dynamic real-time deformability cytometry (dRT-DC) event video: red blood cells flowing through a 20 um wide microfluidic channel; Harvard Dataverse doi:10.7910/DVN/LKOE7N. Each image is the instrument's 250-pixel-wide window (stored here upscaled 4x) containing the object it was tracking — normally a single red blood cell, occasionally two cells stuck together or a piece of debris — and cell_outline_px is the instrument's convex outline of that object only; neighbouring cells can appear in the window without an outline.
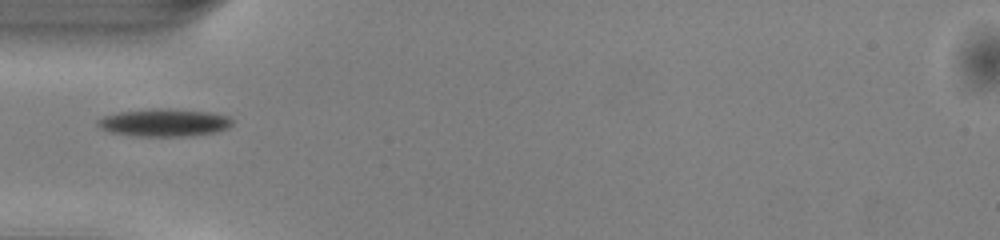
{"species": "common noctule bat (a hibernating species)", "species_latin": "Nyctalus noctula", "temperature_condition": "warm", "stored_images_in_passage": 30, "camera_frame_rate_fps": 3000, "um_per_image_px": 0.085, "animal": {"sex": "male", "body_mass_g": 13.0, "forearm_length_mm": 53.1}, "frame": {"image": 1, "passage_image": 1, "time_ms": 0.0, "image_size_px": [1000, 240], "cell_outline_px": [[232, 124], [228, 128], [216, 132], [188, 136], [132, 136], [108, 132], [100, 128], [96, 124], [96, 120], [104, 116], [120, 112], [152, 108], [160, 108], [208, 112], [228, 116], [232, 120]], "centroid_in_image_um": [13.91, 10.43], "position_along_channel_um": 71.1, "area_um2": 21.73}}
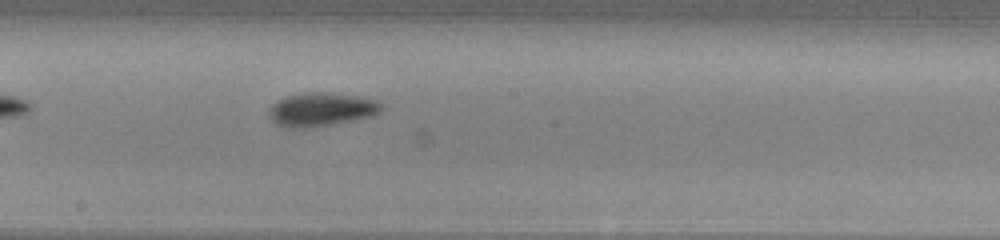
{"frame": {"image": 2, "passage_image": 12, "time_ms": 3.667, "image_size_px": [1000, 240], "cell_outline_px": [[384, 108], [380, 112], [372, 116], [328, 124], [300, 128], [292, 128], [276, 124], [268, 116], [268, 108], [276, 100], [284, 96], [304, 92], [328, 92], [356, 96], [376, 100]], "centroid_in_image_um": [27.25, 9.28], "position_along_channel_um": 221.0, "area_um2": 21.91}}
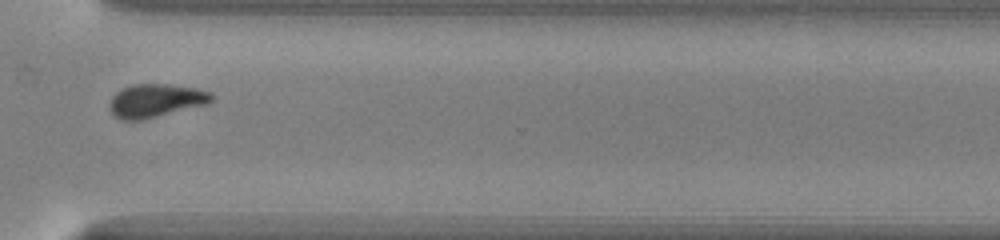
{"frame": {"image": 3, "passage_image": 22, "time_ms": 7.0, "image_size_px": [1000, 240], "cell_outline_px": [[212, 100], [208, 104], [140, 120], [120, 120], [112, 112], [112, 96], [120, 88], [132, 84], [168, 84], [196, 88], [212, 92]], "centroid_in_image_um": [13.26, 8.53], "position_along_channel_um": 357.3, "area_um2": 19.59}}